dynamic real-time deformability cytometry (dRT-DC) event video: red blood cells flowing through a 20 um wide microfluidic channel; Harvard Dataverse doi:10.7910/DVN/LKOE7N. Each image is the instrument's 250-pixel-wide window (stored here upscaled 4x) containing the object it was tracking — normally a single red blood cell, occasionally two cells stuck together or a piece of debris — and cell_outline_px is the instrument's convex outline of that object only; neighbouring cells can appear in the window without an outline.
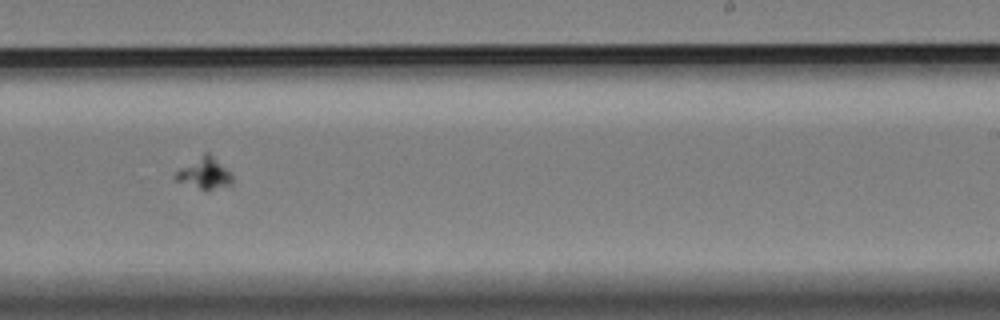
{"species": "Egyptian fruit bat (a non-hibernating species)", "species_latin": "Rousettus aegyptiacus", "temperature_condition": "cold", "stored_images_in_passage": 63, "camera_frame_rate_fps": 3000, "um_per_image_px": 0.085, "animal": {"sex": "female"}, "frame": {"image": 1, "passage_image": 40, "time_ms": 13.0, "image_size_px": [1000, 320], "cell_outline_px": [[232, 184], [208, 192], [204, 192], [176, 180], [172, 176], [180, 168], [204, 152], [208, 152], [232, 176]], "centroid_in_image_um": [17.34, 14.78], "position_along_channel_um": 271.7, "area_um2": 10.4}}
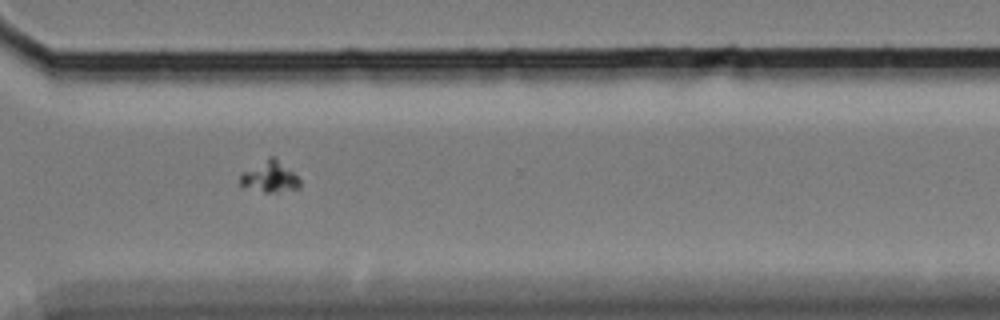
{"frame": {"image": 2, "passage_image": 47, "time_ms": 15.333, "image_size_px": [1000, 320], "cell_outline_px": [[300, 188], [276, 192], [264, 192], [240, 184], [240, 176], [244, 172], [268, 156], [272, 156], [292, 172], [300, 180]], "centroid_in_image_um": [22.94, 15.03], "position_along_channel_um": 347.7, "area_um2": 10.35}}
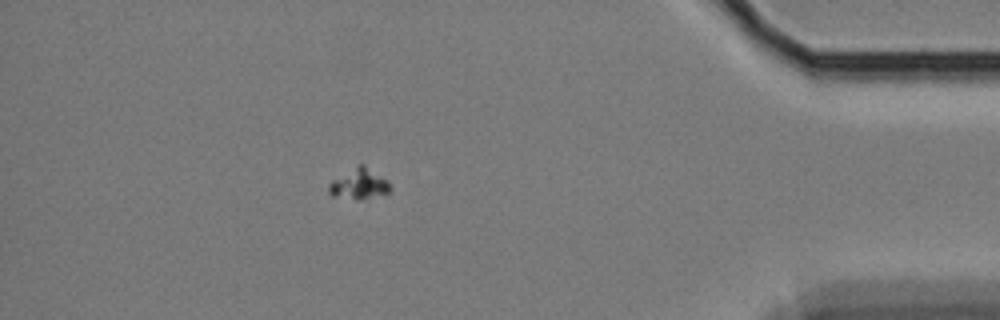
{"frame": {"image": 3, "passage_image": 56, "time_ms": 18.333, "image_size_px": [1000, 320], "cell_outline_px": [[392, 188], [388, 192], [368, 200], [356, 200], [332, 196], [328, 192], [328, 184], [332, 180], [356, 164], [364, 164], [388, 180]], "centroid_in_image_um": [30.52, 15.64], "position_along_channel_um": 404.7, "area_um2": 11.39}}